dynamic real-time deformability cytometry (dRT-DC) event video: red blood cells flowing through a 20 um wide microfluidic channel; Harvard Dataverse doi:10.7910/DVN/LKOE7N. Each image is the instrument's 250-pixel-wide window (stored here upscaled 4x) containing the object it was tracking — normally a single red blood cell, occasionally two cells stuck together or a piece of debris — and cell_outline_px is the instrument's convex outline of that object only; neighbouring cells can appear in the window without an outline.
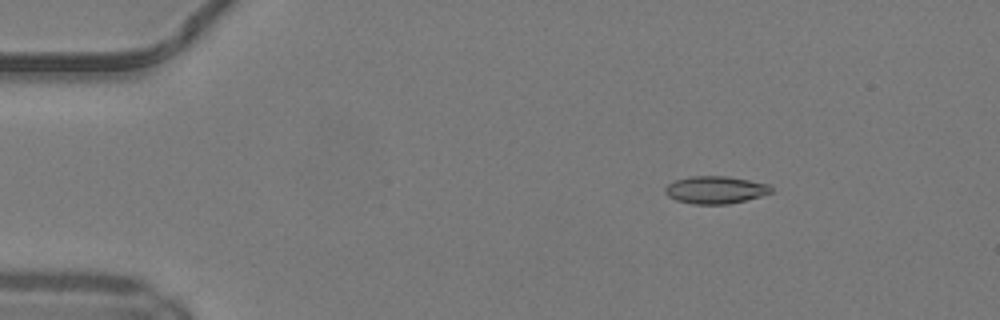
{"species": "common noctule bat (a hibernating species)", "species_latin": "Nyctalus noctula", "temperature_condition": "warm", "stored_images_in_passage": 43, "camera_frame_rate_fps": 3000, "um_per_image_px": 0.085, "animal": {"sex": "male", "body_mass_g": 19.2, "forearm_length_mm": 51.8}, "frame": {"image": 1, "passage_image": 1, "time_ms": 0.0, "image_size_px": [1000, 320], "cell_outline_px": [[772, 192], [760, 196], [728, 204], [692, 204], [676, 200], [668, 196], [664, 192], [664, 188], [668, 184], [676, 180], [688, 176], [728, 176], [768, 184], [772, 188]], "centroid_in_image_um": [60.77, 16.13], "position_along_channel_um": 24.2, "area_um2": 16.94}}
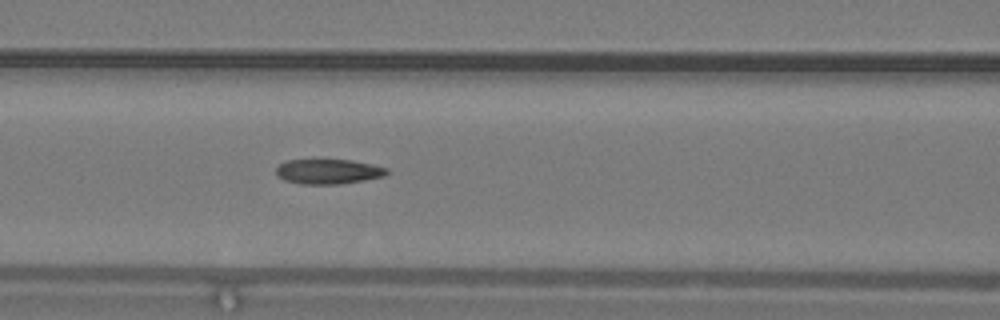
{"frame": {"image": 2, "passage_image": 15, "time_ms": 4.667, "image_size_px": [1000, 320], "cell_outline_px": [[388, 172], [384, 176], [364, 180], [340, 184], [300, 184], [284, 180], [276, 172], [276, 168], [280, 164], [288, 160], [352, 160], [372, 164], [388, 168]], "centroid_in_image_um": [27.92, 14.58], "position_along_channel_um": 138.7, "area_um2": 15.95}}
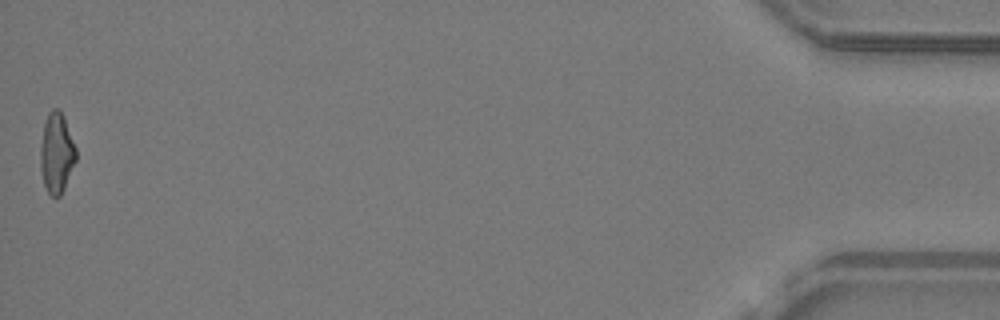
{"frame": {"image": 3, "passage_image": 43, "time_ms": 14.0, "image_size_px": [1000, 320], "cell_outline_px": [[76, 160], [64, 188], [60, 196], [52, 196], [48, 192], [44, 184], [40, 172], [40, 148], [44, 124], [48, 112], [52, 108], [56, 108], [64, 116], [76, 148]], "centroid_in_image_um": [4.8, 13.0], "position_along_channel_um": 430.4, "area_um2": 16.59}, "authors_computed_cell_mechanics": {"area_um2": 16.5886, "velocity_mm_per_s": 4.1747, "shape_relaxation_time_tau1_ms": null, "shape_relaxation_time_tau2_ms": 1.8925, "deformation_change_tau1": null, "deformation_change_tau2": 0.0913}}